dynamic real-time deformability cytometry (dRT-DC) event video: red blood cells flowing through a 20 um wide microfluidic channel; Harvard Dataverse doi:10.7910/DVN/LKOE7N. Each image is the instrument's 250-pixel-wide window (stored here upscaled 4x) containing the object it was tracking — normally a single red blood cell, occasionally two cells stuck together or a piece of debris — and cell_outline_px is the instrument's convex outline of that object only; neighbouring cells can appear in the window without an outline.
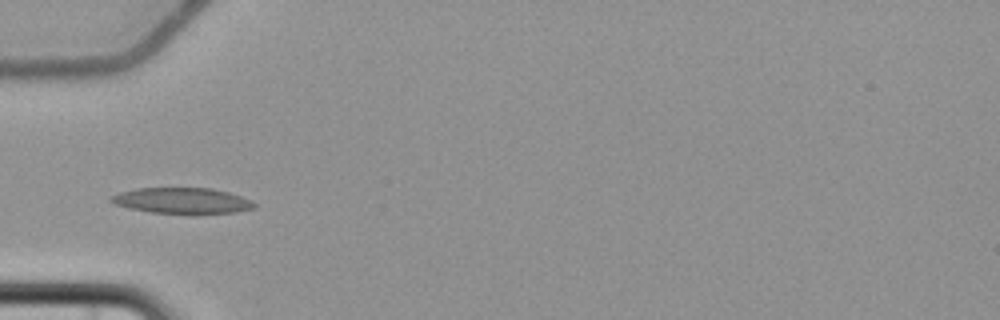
{"species": "common noctule bat (a hibernating species)", "species_latin": "Nyctalus noctula", "temperature_condition": "cold", "stored_images_in_passage": 4, "camera_frame_rate_fps": 3000, "um_per_image_px": 0.085, "animal": {"sex": "female", "body_mass_g": 22.7, "forearm_length_mm": 54.2}, "frame": {"image": 1, "passage_image": 3, "time_ms": 2.333, "image_size_px": [1000, 320], "cell_outline_px": [[256, 208], [236, 212], [188, 216], [152, 212], [128, 208], [116, 204], [108, 200], [108, 196], [120, 192], [136, 188], [212, 188], [228, 192], [252, 200], [256, 204]], "centroid_in_image_um": [15.5, 17.09], "position_along_channel_um": 69.5, "area_um2": 22.37}}
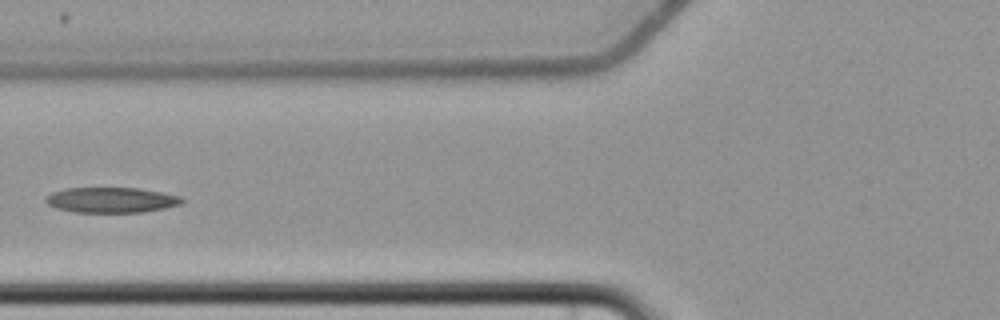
{"frame": {"image": 2, "passage_image": 4, "time_ms": 3.667, "image_size_px": [1000, 320], "cell_outline_px": [[184, 200], [180, 204], [164, 208], [140, 212], [76, 212], [56, 208], [48, 204], [44, 200], [52, 192], [64, 188], [136, 188], [160, 192], [180, 196]], "centroid_in_image_um": [9.43, 16.99], "position_along_channel_um": 116.4, "area_um2": 19.88}}